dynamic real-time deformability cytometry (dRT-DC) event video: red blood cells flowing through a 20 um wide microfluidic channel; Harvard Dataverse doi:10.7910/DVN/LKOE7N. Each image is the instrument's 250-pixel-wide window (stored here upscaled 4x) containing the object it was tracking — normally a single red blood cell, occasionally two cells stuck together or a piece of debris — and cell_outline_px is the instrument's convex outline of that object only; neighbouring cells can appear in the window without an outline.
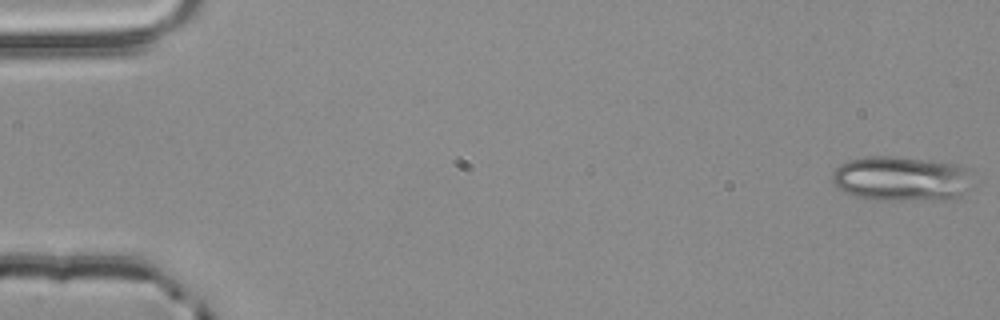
{"species": "common noctule bat (a hibernating species)", "species_latin": "Nyctalus noctula", "temperature_condition": "room temperature", "stored_images_in_passage": 54, "camera_frame_rate_fps": 3000, "um_per_image_px": 0.085, "animal": {"sex": "male", "body_mass_g": 20.4}, "frame": {"image": 1, "passage_image": 1, "time_ms": 0.0, "image_size_px": [1000, 320], "cell_outline_px": [[968, 168], [964, 192], [960, 196], [944, 200], [876, 200], [856, 196], [844, 192], [832, 180], [832, 172], [840, 164], [848, 160], [868, 156], [896, 156], [932, 160], [956, 164]], "centroid_in_image_um": [76.54, 15.18], "position_along_channel_um": 8.5, "area_um2": 36.47}}
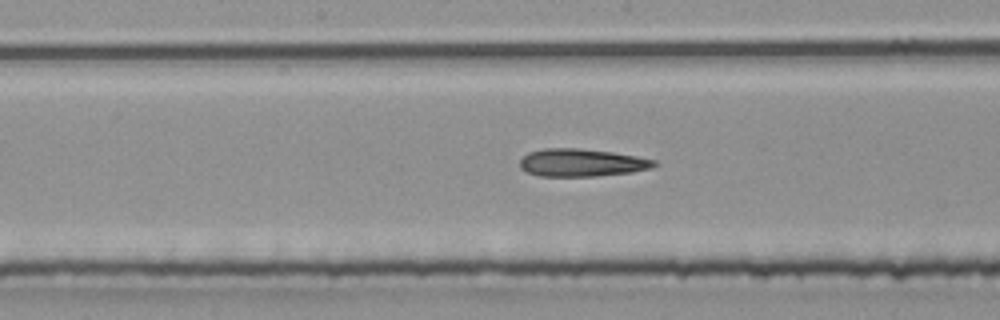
{"frame": {"image": 2, "passage_image": 28, "time_ms": 9.0, "image_size_px": [1000, 320], "cell_outline_px": [[660, 164], [648, 168], [632, 172], [596, 176], [540, 176], [528, 172], [520, 168], [520, 160], [528, 152], [544, 148], [580, 148], [612, 152], [636, 156], [656, 160]], "centroid_in_image_um": [49.44, 13.82], "position_along_channel_um": 198.8, "area_um2": 21.68}}
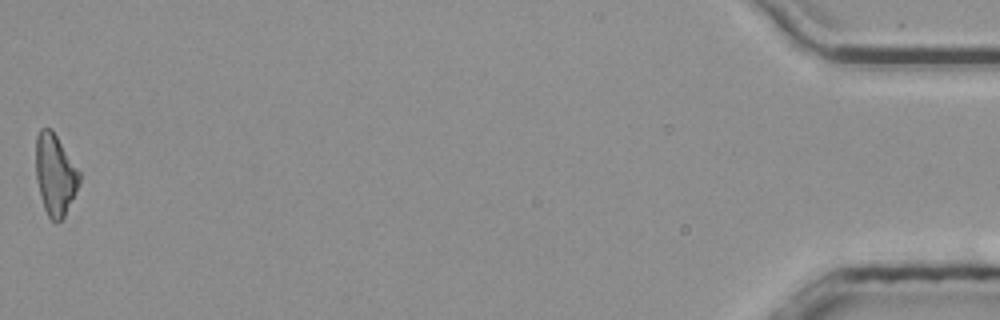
{"frame": {"image": 3, "passage_image": 54, "time_ms": 17.667, "image_size_px": [1000, 320], "cell_outline_px": [[80, 184], [64, 216], [56, 224], [48, 216], [44, 208], [40, 196], [36, 180], [36, 136], [40, 128], [52, 128], [80, 172]], "centroid_in_image_um": [4.68, 14.83], "position_along_channel_um": 430.5, "area_um2": 20.69}, "authors_computed_cell_mechanics": {"area_um2": 22.0507, "velocity_mm_per_s": 3.8684, "shape_relaxation_time_tau1_ms": 5.7163, "shape_relaxation_time_tau2_ms": 3.9272, "deformation_change_tau1": 0.1549, "deformation_change_tau2": 0.1752}}